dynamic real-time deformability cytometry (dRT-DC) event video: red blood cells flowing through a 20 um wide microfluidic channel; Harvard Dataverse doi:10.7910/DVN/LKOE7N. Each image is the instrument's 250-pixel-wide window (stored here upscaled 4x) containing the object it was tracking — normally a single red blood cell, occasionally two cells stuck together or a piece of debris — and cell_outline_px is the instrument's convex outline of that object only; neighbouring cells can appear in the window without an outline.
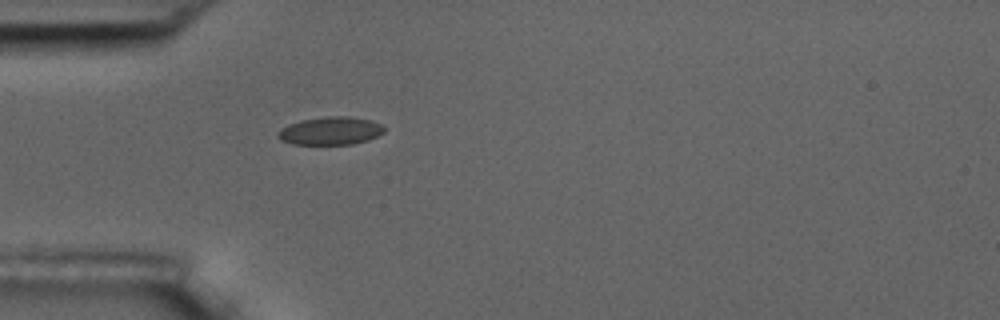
{"species": "common noctule bat (a hibernating species)", "species_latin": "Nyctalus noctula", "temperature_condition": "room temperature", "stored_images_in_passage": 3, "camera_frame_rate_fps": 3000, "um_per_image_px": 0.085, "animal": {"sex": "male", "body_mass_g": 17.5, "forearm_length_mm": 52.3}, "frame": {"image": 1, "passage_image": 3, "time_ms": 2.333, "image_size_px": [1000, 320], "cell_outline_px": [[384, 132], [368, 140], [352, 144], [292, 144], [280, 140], [276, 136], [276, 132], [280, 128], [288, 124], [300, 120], [328, 116], [348, 116], [368, 120], [380, 124], [384, 128]], "centroid_in_image_um": [28.02, 11.12], "position_along_channel_um": 57.0, "area_um2": 17.34}}